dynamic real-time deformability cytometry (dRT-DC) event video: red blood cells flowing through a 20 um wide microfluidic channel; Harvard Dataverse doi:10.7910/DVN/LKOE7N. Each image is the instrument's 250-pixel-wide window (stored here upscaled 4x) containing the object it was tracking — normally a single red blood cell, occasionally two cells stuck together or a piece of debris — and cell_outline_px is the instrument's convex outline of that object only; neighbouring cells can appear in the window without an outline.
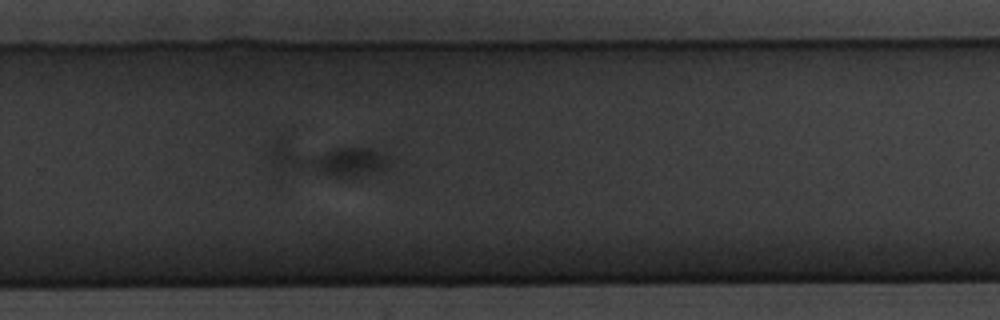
{"species": "common noctule bat (a hibernating species)", "species_latin": "Nyctalus noctula", "temperature_condition": "warm", "stored_images_in_passage": 51, "segment_of_instrument_passage": [2, 2], "camera_frame_rate_fps": 3000, "um_per_image_px": 0.085, "animal": {"sex": "male", "body_mass_g": 20.1, "forearm_length_mm": 53.5}, "frame": {"image": 1, "passage_image": 35, "time_ms": 11.333, "image_size_px": [1000, 320], "cell_outline_px": [[392, 164], [388, 168], [352, 180], [336, 176], [312, 164], [312, 160], [336, 148], [372, 148], [392, 160]], "centroid_in_image_um": [29.97, 13.8], "position_along_channel_um": 299.8, "area_um2": 12.66}}